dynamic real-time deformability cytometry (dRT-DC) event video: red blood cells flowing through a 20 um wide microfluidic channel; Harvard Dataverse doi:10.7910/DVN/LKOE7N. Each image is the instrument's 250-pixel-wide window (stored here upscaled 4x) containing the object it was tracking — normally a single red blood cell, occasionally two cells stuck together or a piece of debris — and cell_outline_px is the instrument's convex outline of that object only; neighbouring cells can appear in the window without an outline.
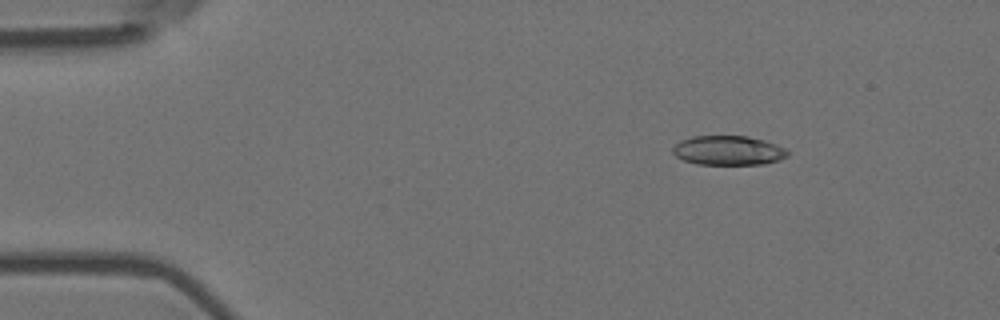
{"species": "Egyptian fruit bat (a non-hibernating species)", "species_latin": "Rousettus aegyptiacus", "temperature_condition": "room temperature", "stored_images_in_passage": 5, "camera_frame_rate_fps": 3000, "um_per_image_px": 0.085, "animal": {"sex": "female"}, "frame": {"image": 1, "passage_image": 3, "time_ms": 0.667, "image_size_px": [1000, 320], "cell_outline_px": [[788, 156], [764, 164], [696, 164], [684, 160], [676, 156], [672, 152], [672, 148], [680, 140], [692, 136], [748, 136], [764, 140], [776, 144], [784, 148], [788, 152]], "centroid_in_image_um": [61.88, 12.78], "position_along_channel_um": 23.1, "area_um2": 19.59}}